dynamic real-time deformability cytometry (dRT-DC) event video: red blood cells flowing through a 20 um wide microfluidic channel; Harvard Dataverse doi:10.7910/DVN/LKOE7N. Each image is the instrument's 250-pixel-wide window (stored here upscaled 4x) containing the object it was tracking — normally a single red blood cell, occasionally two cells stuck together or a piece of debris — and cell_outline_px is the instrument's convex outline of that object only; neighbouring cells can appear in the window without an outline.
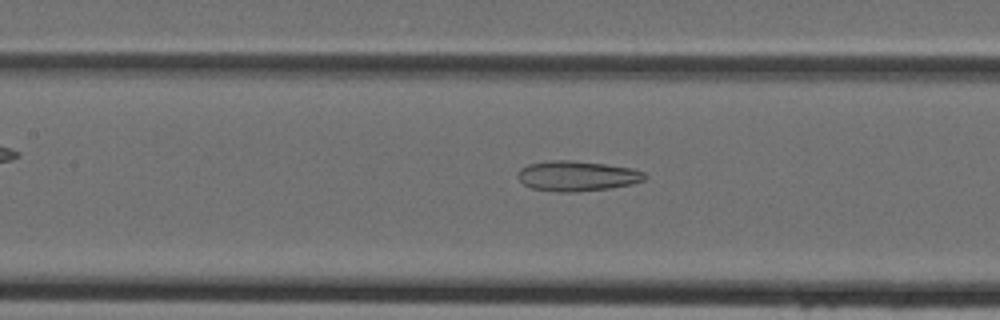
{"species": "Egyptian fruit bat (a non-hibernating species)", "species_latin": "Rousettus aegyptiacus", "temperature_condition": "cold", "stored_images_in_passage": 44, "camera_frame_rate_fps": 3000, "um_per_image_px": 0.085, "animal": {"sex": "female"}, "frame": {"image": 1, "passage_image": 20, "time_ms": 6.333, "image_size_px": [1000, 320], "cell_outline_px": [[648, 176], [644, 180], [632, 184], [608, 188], [576, 192], [560, 192], [532, 188], [524, 184], [516, 176], [516, 172], [520, 168], [528, 164], [548, 160], [572, 160], [604, 164], [632, 168], [644, 172]], "centroid_in_image_um": [49.03, 14.95], "position_along_channel_um": 158.4, "area_um2": 22.43}}
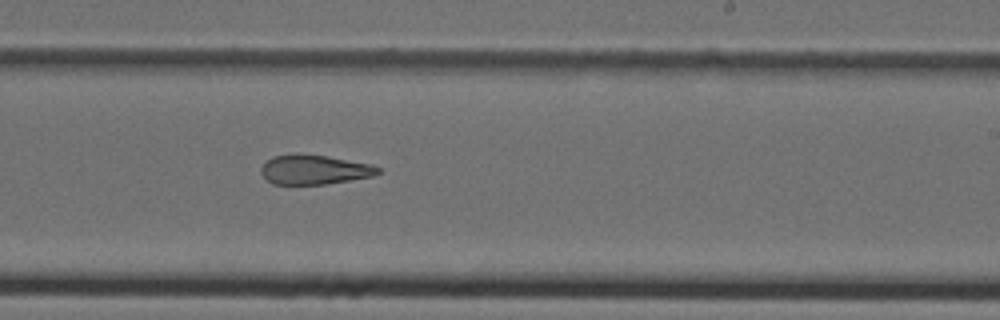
{"frame": {"image": 2, "passage_image": 27, "time_ms": 8.667, "image_size_px": [1000, 320], "cell_outline_px": [[380, 172], [372, 176], [324, 184], [272, 184], [260, 172], [260, 168], [272, 156], [296, 152], [324, 156], [372, 164], [380, 168]], "centroid_in_image_um": [26.68, 14.4], "position_along_channel_um": 262.3, "area_um2": 20.06}}
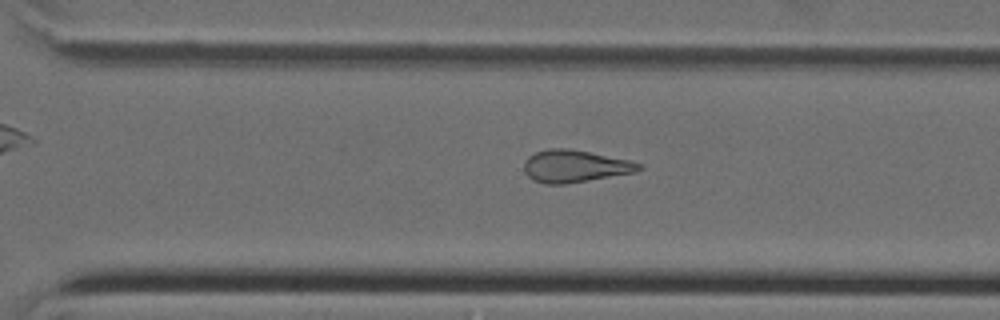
{"frame": {"image": 3, "passage_image": 31, "time_ms": 10.0, "image_size_px": [1000, 320], "cell_outline_px": [[644, 168], [636, 172], [564, 184], [544, 184], [532, 180], [524, 172], [524, 160], [528, 156], [536, 152], [548, 148], [568, 148], [628, 160], [640, 164]], "centroid_in_image_um": [48.81, 14.13], "position_along_channel_um": 321.8, "area_um2": 21.5}}